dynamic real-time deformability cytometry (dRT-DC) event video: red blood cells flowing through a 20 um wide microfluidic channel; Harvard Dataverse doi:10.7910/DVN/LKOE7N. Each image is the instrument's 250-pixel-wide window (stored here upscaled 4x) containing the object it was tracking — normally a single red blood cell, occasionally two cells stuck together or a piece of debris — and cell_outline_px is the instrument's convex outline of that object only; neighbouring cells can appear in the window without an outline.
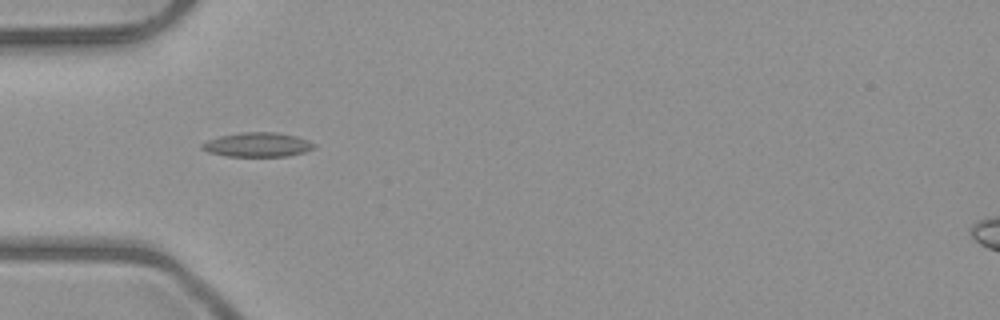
{"species": "common noctule bat (a hibernating species)", "species_latin": "Nyctalus noctula", "temperature_condition": "room temperature", "stored_images_in_passage": 4, "camera_frame_rate_fps": 3000, "um_per_image_px": 0.085, "animal": {"sex": "male", "body_mass_g": 23.1, "forearm_length_mm": 52.7}, "frame": {"image": 1, "passage_image": 4, "time_ms": 3.333, "image_size_px": [1000, 320], "cell_outline_px": [[316, 148], [304, 152], [288, 156], [228, 156], [208, 152], [200, 148], [200, 144], [208, 140], [220, 136], [240, 132], [276, 132], [296, 136], [308, 140], [316, 144]], "centroid_in_image_um": [21.9, 12.29], "position_along_channel_um": 63.1, "area_um2": 15.95}}